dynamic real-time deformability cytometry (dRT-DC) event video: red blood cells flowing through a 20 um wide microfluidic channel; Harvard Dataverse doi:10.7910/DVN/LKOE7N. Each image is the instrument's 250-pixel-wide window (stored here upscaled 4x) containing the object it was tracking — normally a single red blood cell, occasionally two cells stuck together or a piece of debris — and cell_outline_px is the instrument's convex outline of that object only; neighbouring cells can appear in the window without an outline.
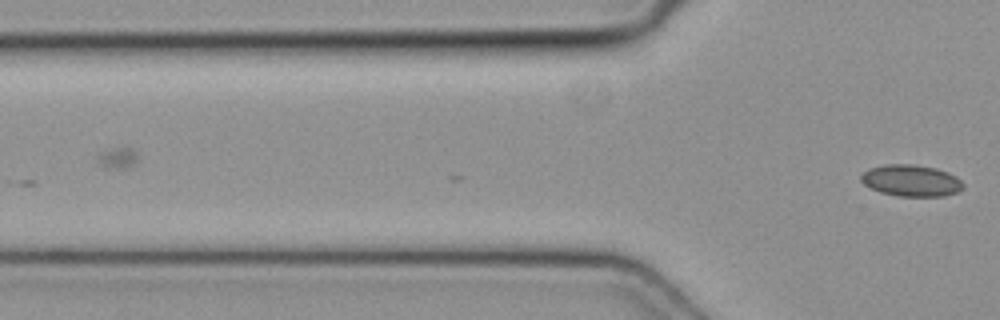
{"species": "common noctule bat (a hibernating species)", "species_latin": "Nyctalus noctula", "temperature_condition": "cold", "stored_images_in_passage": 3, "camera_frame_rate_fps": 3000, "um_per_image_px": 0.085, "animal": {"sex": "female", "body_mass_g": 19.3, "forearm_length_mm": 54.1}, "frame": {"image": 1, "passage_image": 3, "time_ms": 0.667, "image_size_px": [1000, 320], "cell_outline_px": [[964, 188], [956, 192], [944, 196], [896, 196], [880, 192], [864, 184], [860, 180], [860, 176], [868, 168], [884, 164], [912, 164], [936, 168], [948, 172], [956, 176], [964, 184]], "centroid_in_image_um": [77.44, 15.34], "position_along_channel_um": 48.4, "area_um2": 18.9}}